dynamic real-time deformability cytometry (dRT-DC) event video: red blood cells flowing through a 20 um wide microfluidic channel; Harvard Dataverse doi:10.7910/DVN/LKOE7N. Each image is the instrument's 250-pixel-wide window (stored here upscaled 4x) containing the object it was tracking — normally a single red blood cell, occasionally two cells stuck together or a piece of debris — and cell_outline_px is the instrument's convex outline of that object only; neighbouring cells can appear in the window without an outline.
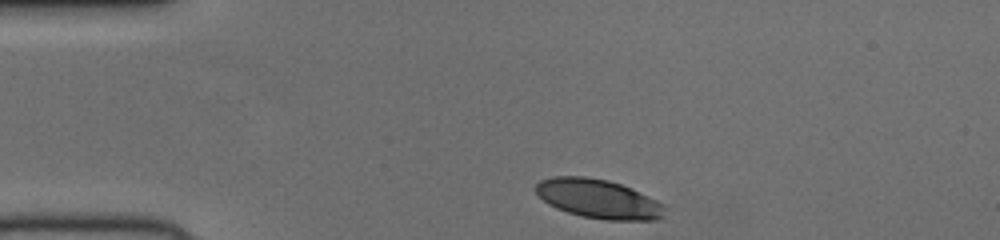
{"species": "human", "species_latin": "Homo sapiens", "temperature_condition": "cold", "stored_images_in_passage": 33, "camera_frame_rate_fps": 3000, "um_per_image_px": 0.085, "donor": {"sex": "female"}, "frame": {"image": 1, "passage_image": 1, "time_ms": 0.0, "image_size_px": [1000, 240], "cell_outline_px": [[668, 208], [656, 220], [604, 220], [580, 216], [556, 208], [548, 204], [536, 192], [536, 184], [540, 180], [552, 176], [584, 176], [608, 180], [632, 188], [664, 204]], "centroid_in_image_um": [50.87, 16.9], "position_along_channel_um": 34.1, "area_um2": 29.42}}
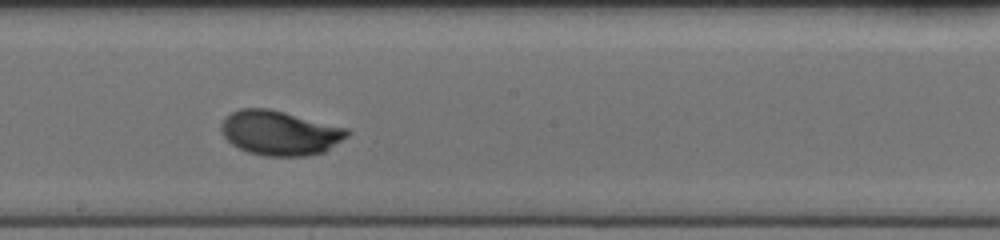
{"frame": {"image": 2, "passage_image": 19, "time_ms": 6.0, "image_size_px": [1000, 240], "cell_outline_px": [[352, 132], [348, 136], [324, 152], [308, 156], [264, 156], [248, 152], [232, 144], [224, 136], [220, 128], [220, 124], [224, 116], [240, 108], [268, 108], [348, 128]], "centroid_in_image_um": [23.78, 11.3], "position_along_channel_um": 224.4, "area_um2": 32.83}}
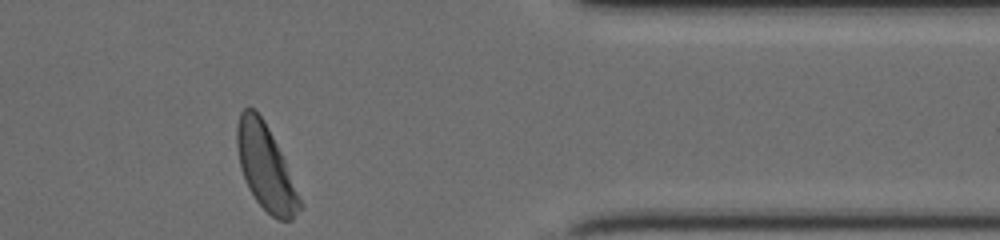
{"frame": {"image": 3, "passage_image": 33, "time_ms": 10.667, "image_size_px": [1000, 240], "cell_outline_px": [[304, 208], [292, 220], [276, 220], [256, 200], [248, 188], [244, 180], [240, 168], [236, 144], [236, 124], [240, 112], [244, 108], [252, 108], [264, 120], [284, 160], [304, 204]], "centroid_in_image_um": [22.58, 14.27], "position_along_channel_um": 388.8, "area_um2": 31.15}}